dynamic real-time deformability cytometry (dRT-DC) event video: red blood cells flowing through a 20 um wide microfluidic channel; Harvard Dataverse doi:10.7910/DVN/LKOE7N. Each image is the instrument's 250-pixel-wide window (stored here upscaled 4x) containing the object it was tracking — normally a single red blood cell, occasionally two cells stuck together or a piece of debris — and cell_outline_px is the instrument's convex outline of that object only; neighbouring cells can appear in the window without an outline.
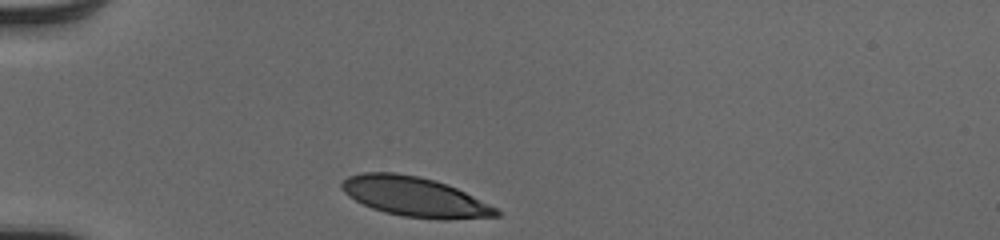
{"species": "human", "species_latin": "Homo sapiens", "temperature_condition": "cold", "stored_images_in_passage": 30, "camera_frame_rate_fps": 3000, "um_per_image_px": 0.085, "donor": {"sex": "male"}, "frame": {"image": 1, "passage_image": 1, "time_ms": 0.0, "image_size_px": [1000, 240], "cell_outline_px": [[500, 216], [448, 220], [440, 220], [404, 216], [384, 212], [372, 208], [348, 196], [340, 188], [340, 184], [348, 176], [364, 172], [396, 172], [416, 176], [432, 180], [456, 188], [496, 208], [500, 212]], "centroid_in_image_um": [35.22, 16.73], "position_along_channel_um": 49.8, "area_um2": 35.37}}
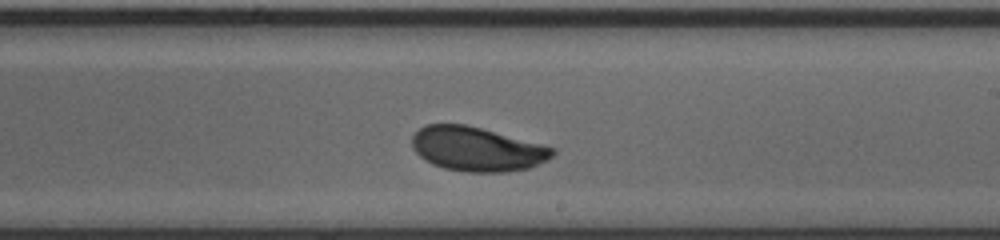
{"frame": {"image": 2, "passage_image": 18, "time_ms": 5.667, "image_size_px": [1000, 240], "cell_outline_px": [[556, 152], [548, 160], [532, 168], [508, 172], [464, 172], [444, 168], [432, 164], [424, 160], [412, 148], [412, 136], [424, 124], [464, 124], [480, 128], [556, 148]], "centroid_in_image_um": [40.55, 12.69], "position_along_channel_um": 248.5, "area_um2": 36.36}}
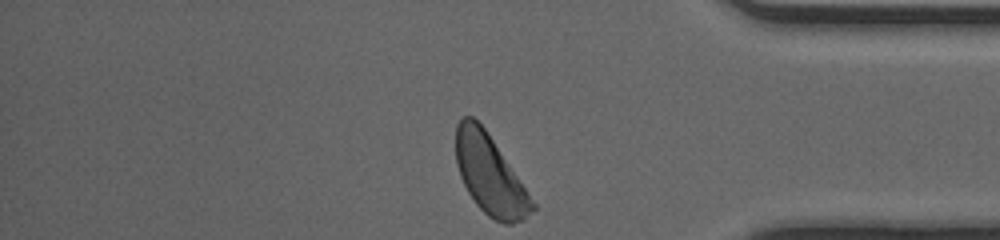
{"frame": {"image": 3, "passage_image": 30, "time_ms": 9.667, "image_size_px": [1000, 240], "cell_outline_px": [[536, 208], [524, 220], [512, 224], [504, 224], [488, 216], [476, 204], [468, 192], [460, 176], [456, 164], [456, 124], [464, 116], [472, 116], [484, 128], [536, 204]], "centroid_in_image_um": [41.64, 14.89], "position_along_channel_um": 393.6, "area_um2": 34.8}, "authors_computed_cell_mechanics": {"area_um2": 36.2406, "velocity_mm_per_s": 4.0205, "shape_relaxation_time_tau1_ms": 2.5828, "shape_relaxation_time_tau2_ms": null, "deformation_change_tau1": 0.1304, "deformation_change_tau2": null}}